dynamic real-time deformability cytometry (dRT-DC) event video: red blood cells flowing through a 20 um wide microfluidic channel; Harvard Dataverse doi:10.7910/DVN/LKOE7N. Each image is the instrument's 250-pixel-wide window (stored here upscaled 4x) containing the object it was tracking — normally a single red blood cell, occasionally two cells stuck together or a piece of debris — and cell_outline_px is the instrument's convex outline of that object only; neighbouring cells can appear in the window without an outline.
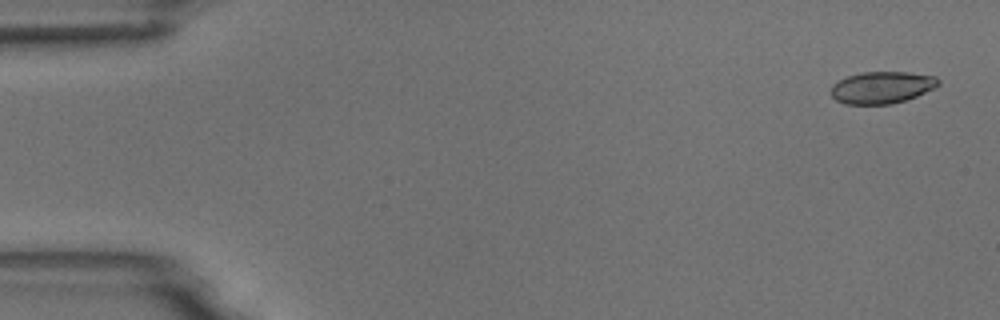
{"species": "common noctule bat (a hibernating species)", "species_latin": "Nyctalus noctula", "temperature_condition": "room temperature", "stored_images_in_passage": 5, "camera_frame_rate_fps": 3000, "um_per_image_px": 0.085, "animal": {"sex": "male", "body_mass_g": 18.8}, "frame": {"image": 1, "passage_image": 1, "time_ms": 0.0, "image_size_px": [1000, 320], "cell_outline_px": [[940, 84], [936, 88], [916, 96], [892, 104], [844, 104], [836, 100], [828, 92], [832, 84], [848, 76], [860, 72], [908, 72], [936, 76], [940, 80]], "centroid_in_image_um": [74.95, 7.43], "position_along_channel_um": 10.0, "area_um2": 20.23}}
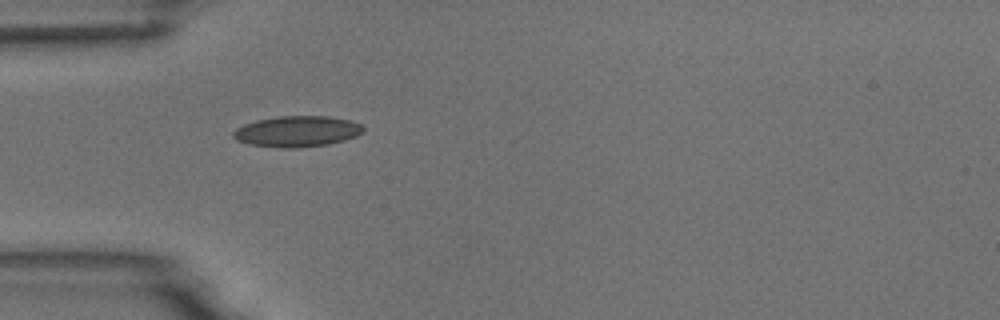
{"frame": {"image": 2, "passage_image": 4, "time_ms": 4.667, "image_size_px": [1000, 320], "cell_outline_px": [[364, 132], [356, 136], [344, 140], [328, 144], [292, 148], [280, 148], [248, 144], [236, 140], [232, 136], [232, 132], [236, 128], [244, 124], [256, 120], [276, 116], [328, 116], [352, 120], [360, 124], [364, 128]], "centroid_in_image_um": [25.24, 11.16], "position_along_channel_um": 59.8, "area_um2": 23.58}}